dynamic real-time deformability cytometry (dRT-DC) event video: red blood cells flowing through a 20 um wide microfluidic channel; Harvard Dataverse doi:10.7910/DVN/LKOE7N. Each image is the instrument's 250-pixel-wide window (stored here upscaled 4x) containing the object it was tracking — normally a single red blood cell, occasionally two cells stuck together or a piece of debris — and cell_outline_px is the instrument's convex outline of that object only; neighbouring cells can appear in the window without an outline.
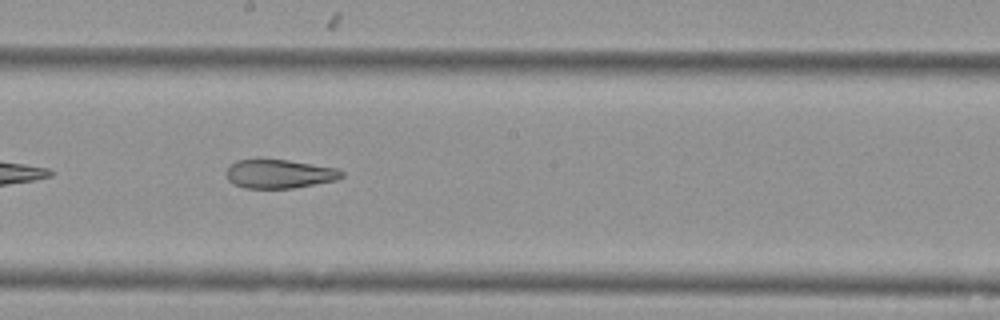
{"species": "Egyptian fruit bat (a non-hibernating species)", "species_latin": "Rousettus aegyptiacus", "temperature_condition": "cold", "stored_images_in_passage": 34, "camera_frame_rate_fps": 3000, "um_per_image_px": 0.085, "animal": {"sex": "female"}, "frame": {"image": 1, "passage_image": 15, "time_ms": 4.667, "image_size_px": [1000, 320], "cell_outline_px": [[344, 176], [336, 180], [292, 188], [244, 188], [232, 184], [228, 180], [228, 164], [236, 160], [256, 156], [288, 160], [336, 168], [344, 172]], "centroid_in_image_um": [23.67, 14.74], "position_along_channel_um": 224.5, "area_um2": 19.94}, "authors_computed_cell_mechanics": {"area_um2": 21.1259, "velocity_mm_per_s": 3.649, "shape_relaxation_time_tau1_ms": null, "shape_relaxation_time_tau2_ms": 4.2553, "deformation_change_tau1": null, "deformation_change_tau2": 0.1419}}